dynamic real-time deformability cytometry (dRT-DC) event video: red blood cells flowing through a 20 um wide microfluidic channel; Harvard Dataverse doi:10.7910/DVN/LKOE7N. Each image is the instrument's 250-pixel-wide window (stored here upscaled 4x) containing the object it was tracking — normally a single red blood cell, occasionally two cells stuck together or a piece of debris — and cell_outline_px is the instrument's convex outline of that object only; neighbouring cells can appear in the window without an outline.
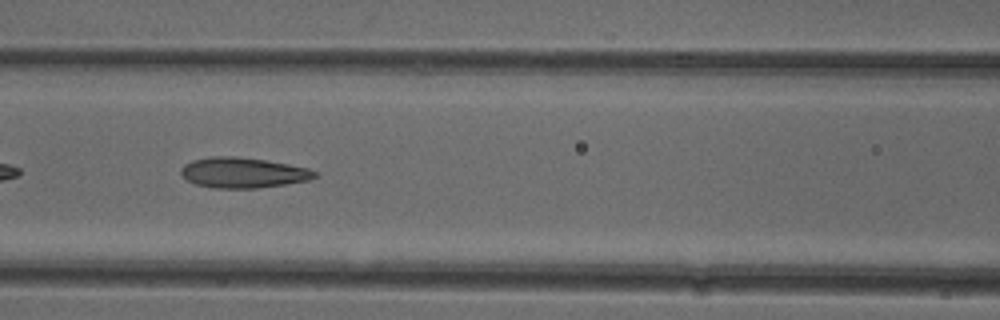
{"species": "common noctule bat (a hibernating species)", "species_latin": "Nyctalus noctula", "temperature_condition": "cold", "stored_images_in_passage": 48, "camera_frame_rate_fps": 3000, "um_per_image_px": 0.085, "animal": {"sex": "female"}, "frame": {"image": 1, "passage_image": 22, "time_ms": 7.0, "image_size_px": [1000, 320], "cell_outline_px": [[320, 176], [308, 180], [284, 184], [256, 188], [212, 188], [196, 184], [188, 180], [180, 172], [180, 168], [184, 164], [192, 160], [212, 156], [236, 156], [264, 160], [288, 164], [308, 168], [316, 172]], "centroid_in_image_um": [20.65, 14.67], "position_along_channel_um": 146.0, "area_um2": 23.64}}
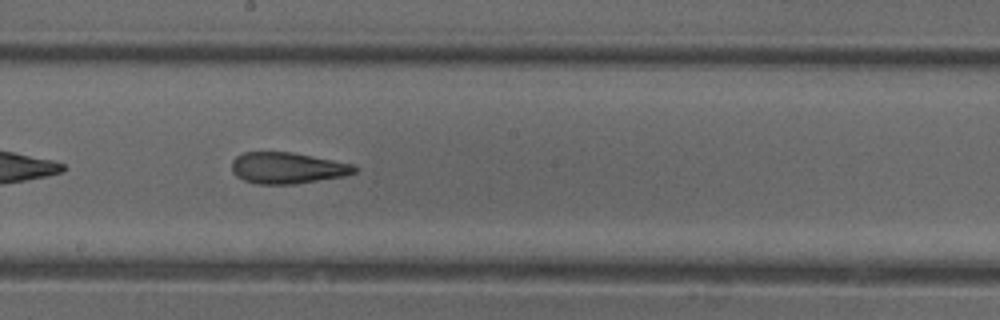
{"frame": {"image": 2, "passage_image": 28, "time_ms": 9.0, "image_size_px": [1000, 320], "cell_outline_px": [[360, 168], [356, 172], [344, 176], [292, 184], [260, 184], [244, 180], [236, 176], [232, 172], [232, 160], [236, 156], [244, 152], [292, 152], [352, 164]], "centroid_in_image_um": [24.42, 14.27], "position_along_channel_um": 223.8, "area_um2": 22.25}}
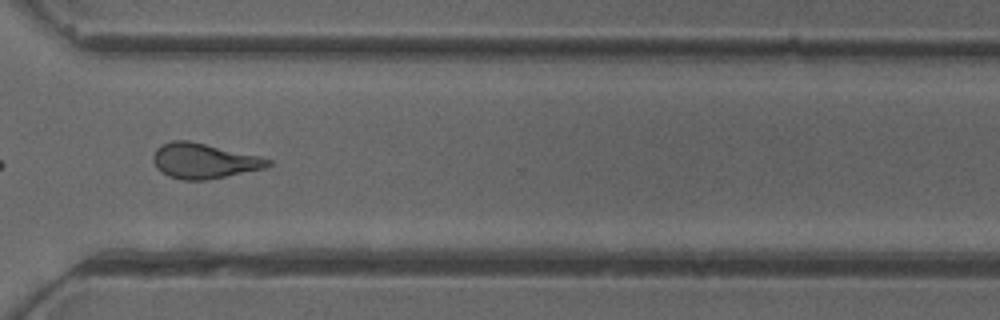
{"frame": {"image": 3, "passage_image": 38, "time_ms": 12.333, "image_size_px": [1000, 320], "cell_outline_px": [[272, 164], [264, 168], [204, 180], [184, 180], [168, 176], [160, 172], [156, 168], [152, 160], [152, 156], [156, 148], [172, 140], [188, 140], [260, 156], [272, 160]], "centroid_in_image_um": [17.29, 13.67], "position_along_channel_um": 353.3, "area_um2": 23.41}, "authors_computed_cell_mechanics": {"area_um2": 23.3801, "velocity_mm_per_s": 3.8996, "shape_relaxation_time_tau1_ms": null, "shape_relaxation_time_tau2_ms": 2.2493, "deformation_change_tau1": null, "deformation_change_tau2": 0.1153}}